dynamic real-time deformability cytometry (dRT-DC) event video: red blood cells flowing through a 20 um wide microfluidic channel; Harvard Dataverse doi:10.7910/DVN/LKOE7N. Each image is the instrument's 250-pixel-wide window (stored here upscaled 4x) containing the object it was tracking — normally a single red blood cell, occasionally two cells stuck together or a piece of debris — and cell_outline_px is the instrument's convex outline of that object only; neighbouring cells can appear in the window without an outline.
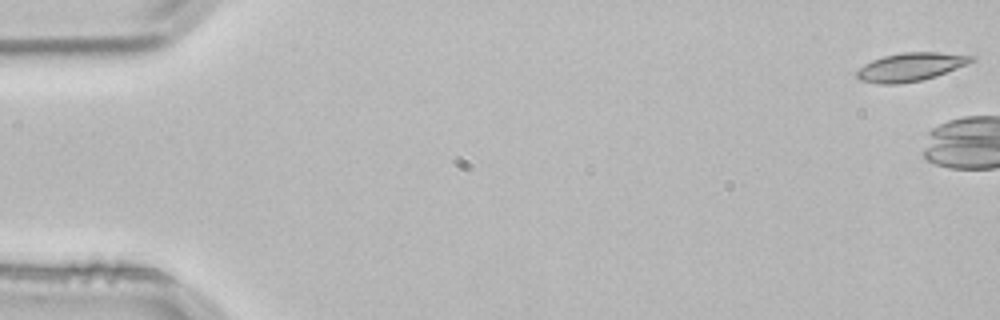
{"species": "common noctule bat (a hibernating species)", "species_latin": "Nyctalus noctula", "temperature_condition": "room temperature", "stored_images_in_passage": 5, "camera_frame_rate_fps": 3000, "um_per_image_px": 0.085, "animal": {"sex": "male", "body_mass_g": 21.5, "forearm_length_mm": 52.0}, "frame": {"image": 1, "passage_image": 1, "time_ms": 0.0, "image_size_px": [1000, 320], "cell_outline_px": [[976, 60], [968, 64], [936, 76], [920, 80], [896, 84], [880, 84], [860, 80], [856, 76], [856, 72], [864, 64], [872, 60], [884, 56], [904, 52], [940, 52], [976, 56]], "centroid_in_image_um": [77.43, 5.68], "position_along_channel_um": 7.6, "area_um2": 18.9}}